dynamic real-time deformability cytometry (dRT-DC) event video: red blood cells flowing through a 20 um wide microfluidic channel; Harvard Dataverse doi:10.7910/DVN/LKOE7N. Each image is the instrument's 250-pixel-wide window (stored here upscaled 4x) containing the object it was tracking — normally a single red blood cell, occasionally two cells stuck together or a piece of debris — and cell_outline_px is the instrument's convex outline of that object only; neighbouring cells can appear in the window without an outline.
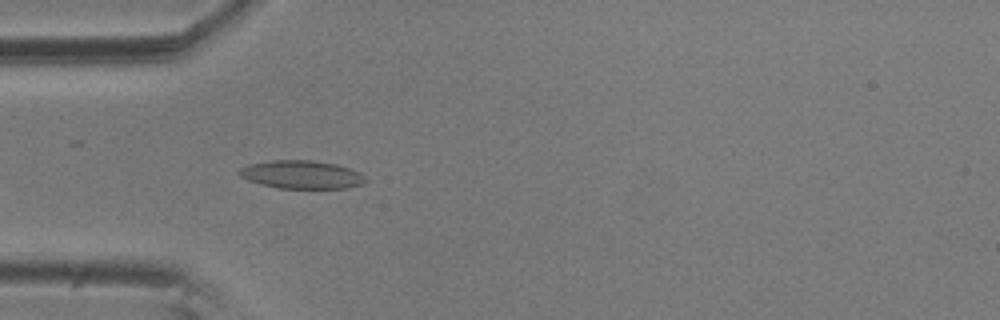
{"species": "common noctule bat (a hibernating species)", "species_latin": "Nyctalus noctula", "temperature_condition": "room temperature", "stored_images_in_passage": 5, "camera_frame_rate_fps": 3000, "um_per_image_px": 0.085, "animal": {"sex": "male", "body_mass_g": 20.5, "forearm_length_mm": 52.5}, "frame": {"image": 1, "passage_image": 5, "time_ms": 1.333, "image_size_px": [1000, 320], "cell_outline_px": [[368, 180], [364, 184], [348, 188], [276, 188], [260, 184], [248, 180], [240, 176], [236, 172], [240, 168], [248, 164], [272, 160], [312, 160], [336, 164], [360, 172]], "centroid_in_image_um": [25.63, 14.84], "position_along_channel_um": 59.4, "area_um2": 20.92}}